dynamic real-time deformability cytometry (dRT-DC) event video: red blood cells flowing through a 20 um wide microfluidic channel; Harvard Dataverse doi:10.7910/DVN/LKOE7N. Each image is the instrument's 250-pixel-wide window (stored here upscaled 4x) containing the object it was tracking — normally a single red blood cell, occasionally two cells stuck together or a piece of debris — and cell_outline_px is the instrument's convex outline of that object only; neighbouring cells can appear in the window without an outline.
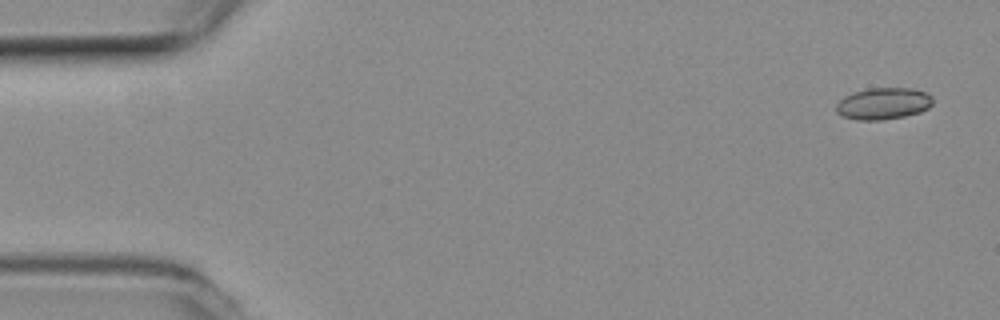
{"species": "common noctule bat (a hibernating species)", "species_latin": "Nyctalus noctula", "temperature_condition": "room temperature", "stored_images_in_passage": 52, "camera_frame_rate_fps": 3000, "um_per_image_px": 0.085, "animal": {"sex": "female", "body_mass_g": 19.3, "forearm_length_mm": 54.1}, "frame": {"image": 1, "passage_image": 1, "time_ms": 0.0, "image_size_px": [1000, 320], "cell_outline_px": [[932, 104], [928, 108], [920, 112], [904, 116], [884, 120], [856, 120], [844, 116], [836, 112], [836, 104], [844, 96], [852, 92], [868, 88], [908, 88], [924, 92], [932, 96]], "centroid_in_image_um": [75.05, 8.8], "position_along_channel_um": 9.9, "area_um2": 17.86}}
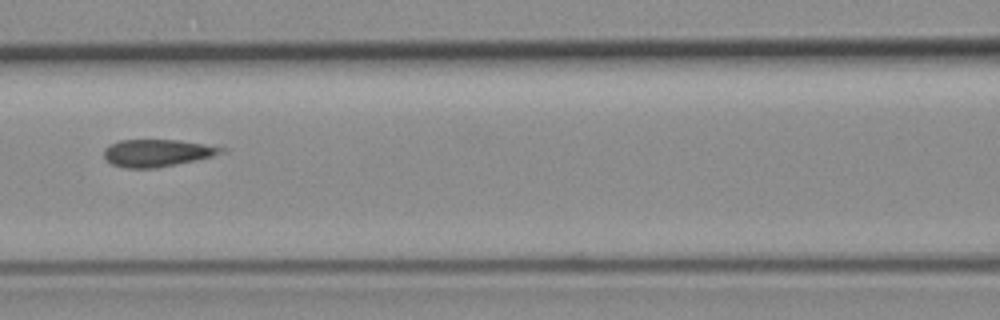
{"frame": {"image": 2, "passage_image": 22, "time_ms": 7.0, "image_size_px": [1000, 320], "cell_outline_px": [[228, 152], [196, 160], [156, 168], [124, 168], [112, 164], [104, 156], [104, 148], [120, 140], [180, 140], [228, 148]], "centroid_in_image_um": [13.41, 13.0], "position_along_channel_um": 153.2, "area_um2": 18.67}}
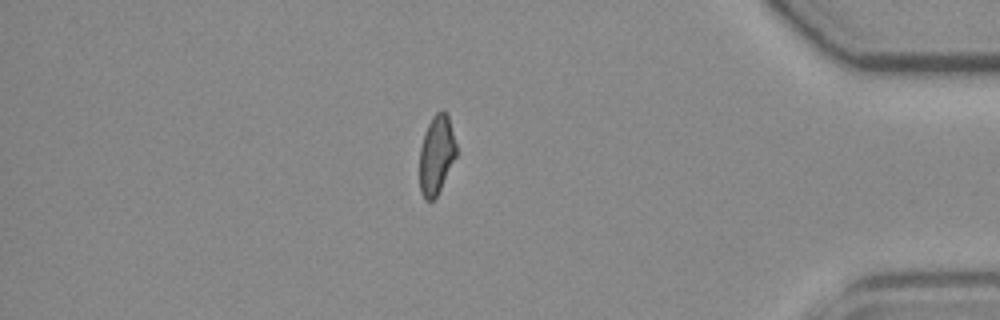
{"frame": {"image": 3, "passage_image": 44, "time_ms": 14.333, "image_size_px": [1000, 320], "cell_outline_px": [[456, 156], [436, 196], [432, 200], [424, 200], [420, 192], [420, 148], [424, 132], [432, 116], [440, 108], [448, 116], [456, 144]], "centroid_in_image_um": [37.08, 13.13], "position_along_channel_um": 398.1, "area_um2": 16.7}}